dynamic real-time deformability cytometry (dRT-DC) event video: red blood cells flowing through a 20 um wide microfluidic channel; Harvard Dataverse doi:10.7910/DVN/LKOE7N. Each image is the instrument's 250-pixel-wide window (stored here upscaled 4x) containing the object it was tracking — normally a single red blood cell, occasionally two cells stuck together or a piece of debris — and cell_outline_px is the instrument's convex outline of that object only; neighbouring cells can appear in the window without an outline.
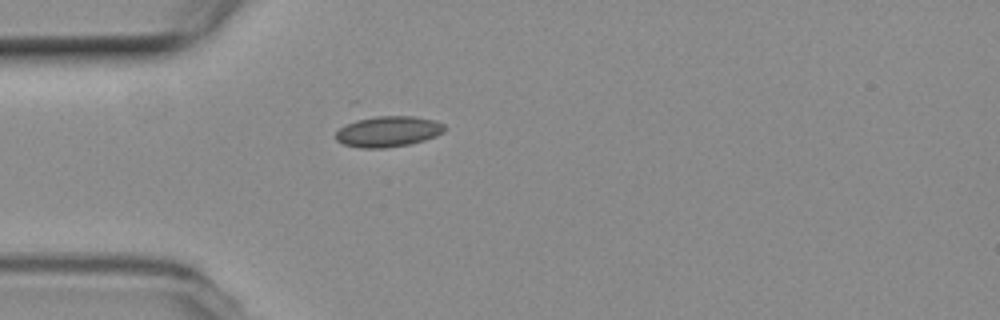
{"species": "common noctule bat (a hibernating species)", "species_latin": "Nyctalus noctula", "temperature_condition": "room temperature", "stored_images_in_passage": 40, "camera_frame_rate_fps": 3000, "um_per_image_px": 0.085, "animal": {"sex": "female", "body_mass_g": 19.3, "forearm_length_mm": 54.1}, "frame": {"image": 1, "passage_image": 1, "time_ms": 0.0, "image_size_px": [1000, 320], "cell_outline_px": [[448, 128], [444, 132], [436, 136], [424, 140], [408, 144], [384, 148], [360, 148], [344, 144], [336, 140], [336, 132], [340, 128], [356, 120], [376, 116], [412, 116], [436, 120], [444, 124]], "centroid_in_image_um": [33.04, 11.17], "position_along_channel_um": 52.0, "area_um2": 19.48}}
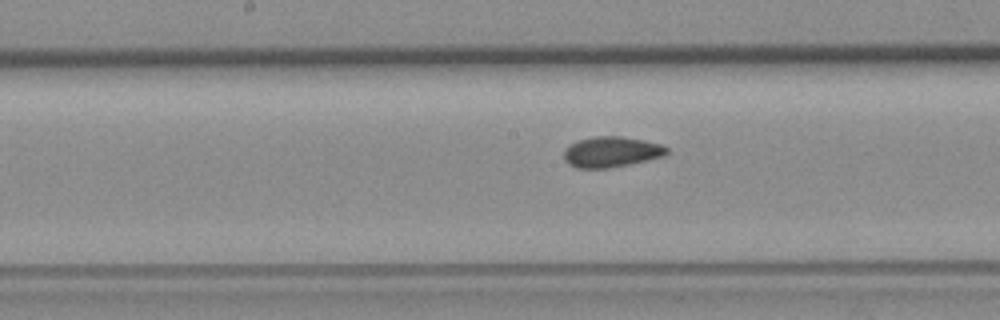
{"frame": {"image": 2, "passage_image": 13, "time_ms": 4.0, "image_size_px": [1000, 320], "cell_outline_px": [[668, 152], [664, 156], [628, 164], [608, 168], [576, 168], [568, 164], [564, 160], [564, 148], [568, 144], [580, 140], [596, 136], [620, 136], [644, 140], [660, 144], [668, 148]], "centroid_in_image_um": [51.93, 12.91], "position_along_channel_um": 196.3, "area_um2": 18.32}}
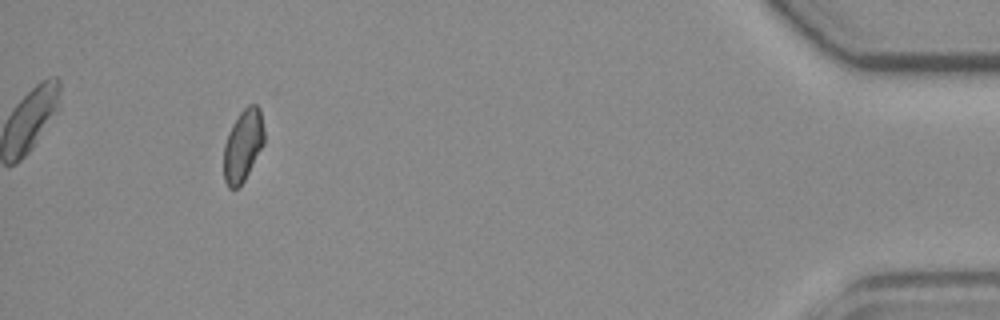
{"frame": {"image": 3, "passage_image": 36, "time_ms": 11.667, "image_size_px": [1000, 320], "cell_outline_px": [[264, 144], [244, 180], [236, 188], [228, 188], [224, 180], [224, 144], [228, 132], [232, 124], [240, 112], [248, 104], [256, 104], [260, 108], [264, 128]], "centroid_in_image_um": [20.66, 12.33], "position_along_channel_um": 414.5, "area_um2": 16.99}, "authors_computed_cell_mechanics": {"area_um2": 17.918, "velocity_mm_per_s": 3.7987, "shape_relaxation_time_tau1_ms": null, "shape_relaxation_time_tau2_ms": 2.6496, "deformation_change_tau1": null, "deformation_change_tau2": 0.0587}}